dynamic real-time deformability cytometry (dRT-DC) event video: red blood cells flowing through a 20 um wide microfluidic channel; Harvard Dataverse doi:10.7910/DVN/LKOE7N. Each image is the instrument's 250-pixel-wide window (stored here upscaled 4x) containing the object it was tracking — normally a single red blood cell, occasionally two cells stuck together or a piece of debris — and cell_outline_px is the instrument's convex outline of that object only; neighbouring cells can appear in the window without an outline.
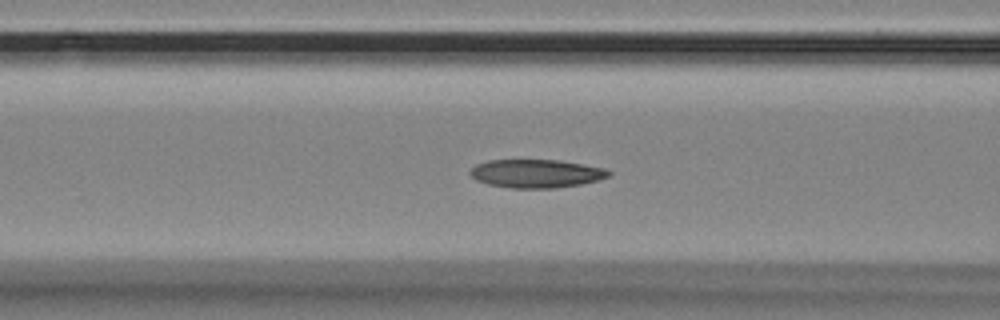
{"species": "Egyptian fruit bat (a non-hibernating species)", "species_latin": "Rousettus aegyptiacus", "temperature_condition": "room temperature", "stored_images_in_passage": 56, "camera_frame_rate_fps": 3000, "um_per_image_px": 0.085, "animal": {"sex": "female"}, "frame": {"image": 1, "passage_image": 21, "time_ms": 6.667, "image_size_px": [1000, 320], "cell_outline_px": [[612, 172], [608, 176], [600, 180], [580, 184], [556, 188], [512, 188], [488, 184], [476, 180], [468, 172], [476, 164], [488, 160], [560, 160], [604, 168]], "centroid_in_image_um": [45.57, 14.75], "position_along_channel_um": 121.0, "area_um2": 22.89}}
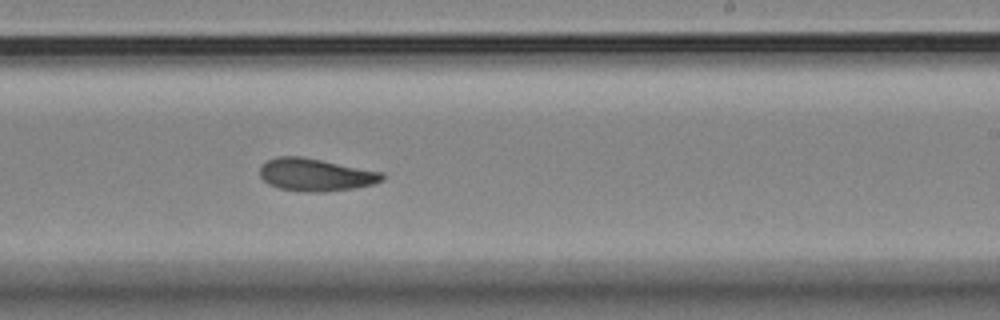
{"frame": {"image": 2, "passage_image": 33, "time_ms": 10.667, "image_size_px": [1000, 320], "cell_outline_px": [[384, 180], [372, 184], [356, 188], [324, 192], [304, 192], [280, 188], [268, 184], [260, 176], [260, 164], [276, 156], [300, 156], [384, 172]], "centroid_in_image_um": [26.82, 14.85], "position_along_channel_um": 262.2, "area_um2": 23.35}}
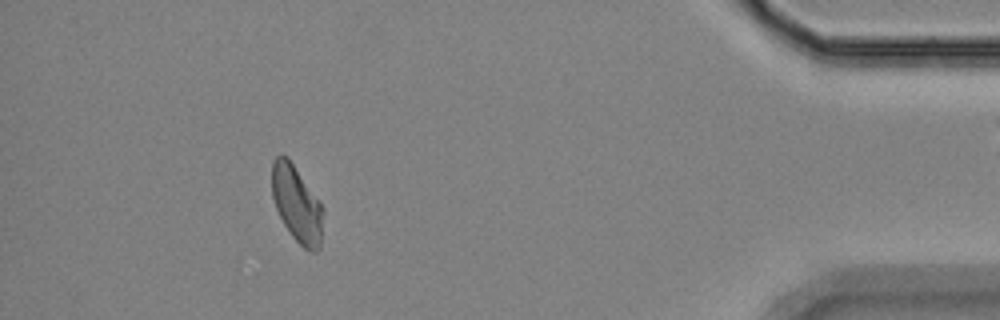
{"frame": {"image": 3, "passage_image": 50, "time_ms": 16.333, "image_size_px": [1000, 320], "cell_outline_px": [[324, 212], [320, 248], [316, 252], [312, 252], [304, 248], [292, 236], [284, 224], [276, 208], [272, 196], [272, 160], [280, 152], [288, 156], [320, 200], [324, 208]], "centroid_in_image_um": [25.25, 17.3], "position_along_channel_um": 410.0, "area_um2": 23.24}, "authors_computed_cell_mechanics": {"area_um2": 23.2934, "velocity_mm_per_s": 3.5327, "shape_relaxation_time_tau1_ms": null, "shape_relaxation_time_tau2_ms": 4.452, "deformation_change_tau1": null, "deformation_change_tau2": 0.1115}}